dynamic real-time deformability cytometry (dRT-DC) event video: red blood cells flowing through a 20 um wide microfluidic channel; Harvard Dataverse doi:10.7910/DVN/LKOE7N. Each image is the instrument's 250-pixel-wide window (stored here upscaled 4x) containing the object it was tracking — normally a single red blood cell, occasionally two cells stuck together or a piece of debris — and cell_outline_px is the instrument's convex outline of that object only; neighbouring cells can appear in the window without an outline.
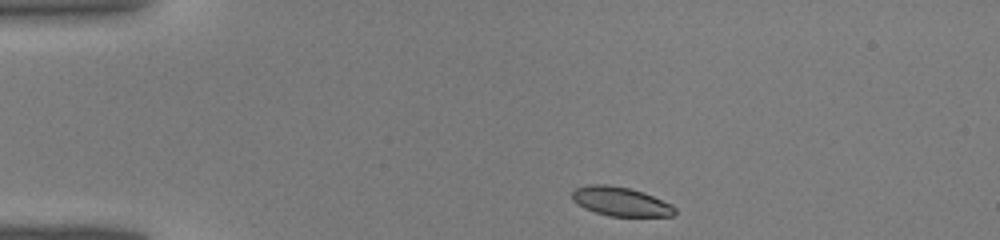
{"species": "common noctule bat (a hibernating species)", "species_latin": "Nyctalus noctula", "temperature_condition": "warm", "stored_images_in_passage": 36, "camera_frame_rate_fps": 3000, "um_per_image_px": 0.085, "animal": {"sex": "male", "body_mass_g": 19.0, "forearm_length_mm": 50.8}, "frame": {"image": 1, "passage_image": 1, "time_ms": 0.0, "image_size_px": [1000, 240], "cell_outline_px": [[676, 212], [672, 216], [608, 216], [584, 208], [572, 200], [572, 192], [576, 188], [588, 184], [608, 184], [628, 188], [644, 192], [672, 204], [676, 208]], "centroid_in_image_um": [52.76, 17.12], "position_along_channel_um": 32.2, "area_um2": 17.46}}
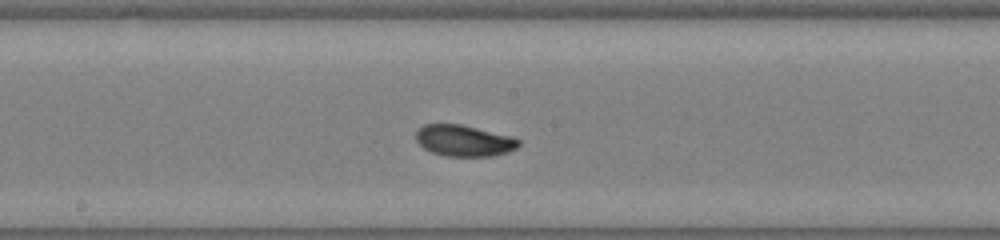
{"frame": {"image": 2, "passage_image": 16, "time_ms": 5.0, "image_size_px": [1000, 240], "cell_outline_px": [[520, 144], [516, 148], [508, 152], [492, 156], [444, 156], [432, 152], [424, 148], [416, 140], [416, 132], [424, 124], [460, 124], [508, 136], [520, 140]], "centroid_in_image_um": [39.41, 11.97], "position_along_channel_um": 208.8, "area_um2": 18.44}}
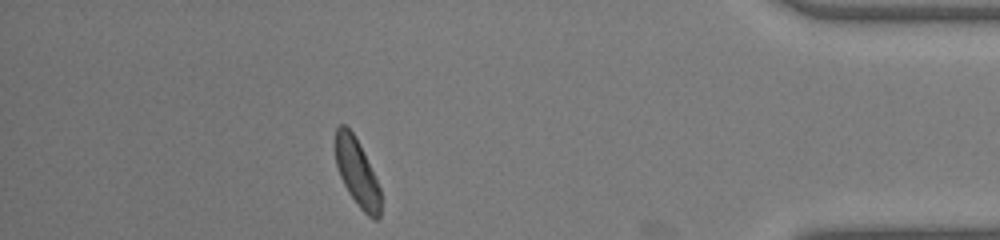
{"frame": {"image": 3, "passage_image": 31, "time_ms": 10.0, "image_size_px": [1000, 240], "cell_outline_px": [[380, 220], [372, 220], [360, 208], [348, 192], [340, 176], [336, 164], [336, 128], [340, 124], [344, 124], [352, 132], [380, 188]], "centroid_in_image_um": [30.34, 14.73], "position_along_channel_um": 404.9, "area_um2": 17.17}}